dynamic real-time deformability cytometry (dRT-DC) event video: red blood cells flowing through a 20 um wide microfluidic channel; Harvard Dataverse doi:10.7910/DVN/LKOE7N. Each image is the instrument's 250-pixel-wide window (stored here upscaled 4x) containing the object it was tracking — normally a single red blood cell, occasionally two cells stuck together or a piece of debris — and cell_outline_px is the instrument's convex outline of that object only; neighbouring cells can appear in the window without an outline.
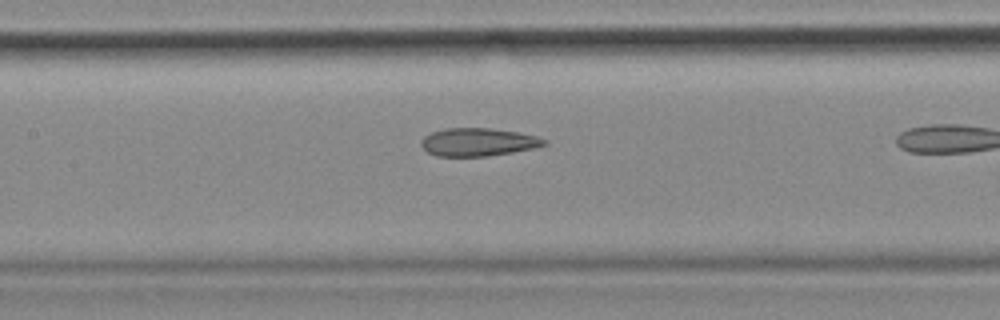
{"species": "common noctule bat (a hibernating species)", "species_latin": "Nyctalus noctula", "temperature_condition": "cold", "stored_images_in_passage": 7, "camera_frame_rate_fps": 3000, "um_per_image_px": 0.085, "animal": {"sex": "female", "body_mass_g": 18.4}, "frame": {"image": 1, "passage_image": 5, "time_ms": 1.333, "image_size_px": [1000, 320], "cell_outline_px": [[548, 144], [536, 148], [488, 156], [436, 156], [428, 152], [420, 144], [420, 140], [424, 136], [432, 132], [444, 128], [492, 128], [516, 132], [536, 136], [548, 140]], "centroid_in_image_um": [40.65, 12.07], "position_along_channel_um": 166.8, "area_um2": 20.17}}